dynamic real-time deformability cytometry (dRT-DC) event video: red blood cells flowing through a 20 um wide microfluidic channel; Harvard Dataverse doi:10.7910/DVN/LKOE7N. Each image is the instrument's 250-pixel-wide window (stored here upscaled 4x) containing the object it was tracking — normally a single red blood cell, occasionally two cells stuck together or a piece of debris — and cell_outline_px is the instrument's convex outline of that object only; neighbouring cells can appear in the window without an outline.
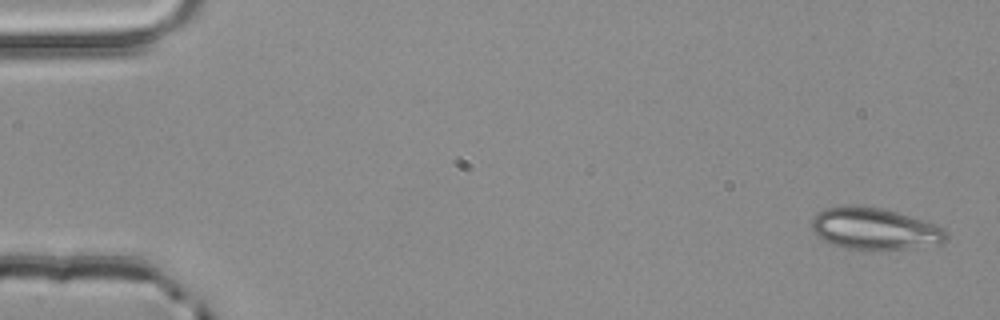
{"species": "common noctule bat (a hibernating species)", "species_latin": "Nyctalus noctula", "temperature_condition": "room temperature", "stored_images_in_passage": 5, "segment_of_instrument_passage": [1, 2], "camera_frame_rate_fps": 3000, "um_per_image_px": 0.085, "animal": {"sex": "male", "body_mass_g": 20.4}, "frame": {"image": 1, "passage_image": 1, "time_ms": 0.0, "image_size_px": [1000, 320], "cell_outline_px": [[948, 240], [940, 244], [912, 248], [872, 252], [868, 252], [844, 248], [828, 244], [820, 240], [812, 232], [812, 220], [816, 212], [824, 208], [852, 204], [880, 208], [896, 212], [936, 224], [944, 228], [948, 232]], "centroid_in_image_um": [74.31, 19.48], "position_along_channel_um": 10.7, "area_um2": 33.99}}